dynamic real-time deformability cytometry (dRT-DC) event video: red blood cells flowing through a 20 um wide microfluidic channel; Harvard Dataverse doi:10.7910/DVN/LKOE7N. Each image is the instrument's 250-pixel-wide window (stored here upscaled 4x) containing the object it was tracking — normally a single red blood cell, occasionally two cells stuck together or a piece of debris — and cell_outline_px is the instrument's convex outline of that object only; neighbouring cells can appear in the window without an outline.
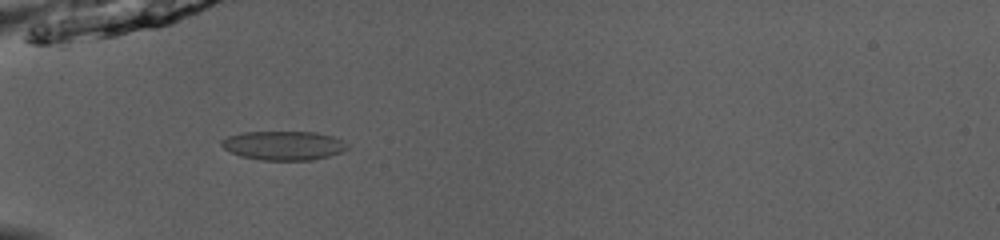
{"species": "common noctule bat (a hibernating species)", "species_latin": "Nyctalus noctula", "temperature_condition": "room temperature", "stored_images_in_passage": 38, "camera_frame_rate_fps": 3000, "um_per_image_px": 0.085, "animal": {"sex": "male", "body_mass_g": 13.0, "forearm_length_mm": 53.1}, "frame": {"image": 1, "passage_image": 18, "time_ms": 5.667, "image_size_px": [1000, 240], "cell_outline_px": [[348, 148], [340, 152], [328, 156], [312, 160], [264, 160], [240, 156], [224, 148], [220, 144], [220, 140], [228, 136], [240, 132], [316, 132], [332, 136], [340, 140]], "centroid_in_image_um": [24.05, 12.36], "position_along_channel_um": 61.0, "area_um2": 21.1}}
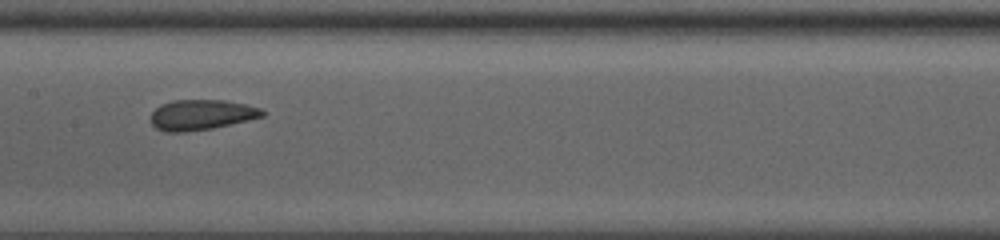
{"frame": {"image": 2, "passage_image": 28, "time_ms": 9.0, "image_size_px": [1000, 240], "cell_outline_px": [[264, 116], [248, 120], [212, 128], [184, 132], [164, 132], [156, 128], [152, 124], [152, 112], [160, 104], [172, 100], [224, 100], [244, 104], [260, 108], [264, 112]], "centroid_in_image_um": [17.09, 9.75], "position_along_channel_um": 190.3, "area_um2": 19.59}}
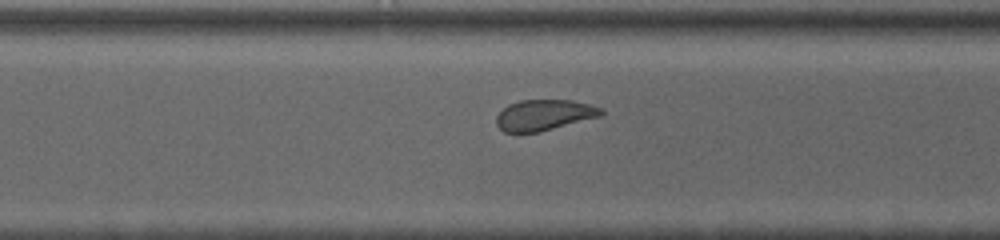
{"frame": {"image": 3, "passage_image": 38, "time_ms": 12.333, "image_size_px": [1000, 240], "cell_outline_px": [[604, 116], [540, 132], [504, 132], [496, 124], [496, 116], [508, 104], [520, 100], [572, 100], [604, 108]], "centroid_in_image_um": [46.31, 9.78], "position_along_channel_um": 324.3, "area_um2": 19.07}}